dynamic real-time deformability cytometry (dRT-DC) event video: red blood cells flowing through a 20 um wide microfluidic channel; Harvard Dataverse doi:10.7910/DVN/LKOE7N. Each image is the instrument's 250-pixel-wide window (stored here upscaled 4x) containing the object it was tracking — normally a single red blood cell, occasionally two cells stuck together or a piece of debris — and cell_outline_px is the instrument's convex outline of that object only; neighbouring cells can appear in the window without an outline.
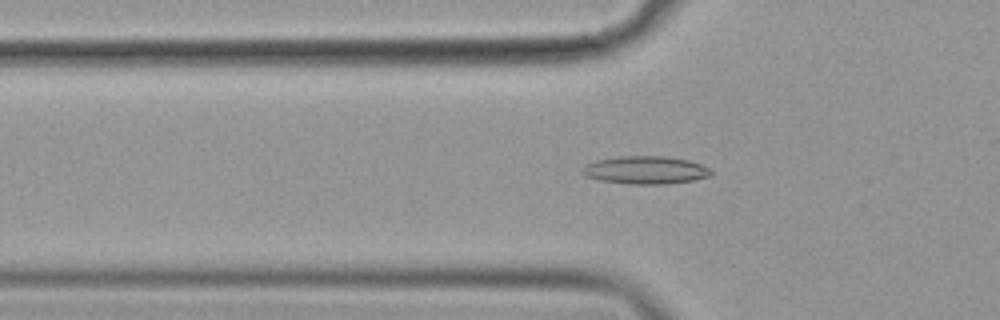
{"species": "common noctule bat (a hibernating species)", "species_latin": "Nyctalus noctula", "temperature_condition": "cold", "stored_images_in_passage": 53, "camera_frame_rate_fps": 3000, "um_per_image_px": 0.085, "animal": {"sex": "female", "body_mass_g": 19.9}, "frame": {"image": 1, "passage_image": 16, "time_ms": 5.0, "image_size_px": [1000, 320], "cell_outline_px": [[712, 176], [692, 180], [664, 184], [628, 184], [600, 180], [584, 176], [580, 172], [584, 164], [596, 160], [616, 156], [664, 156], [688, 160], [700, 164], [708, 168], [712, 172]], "centroid_in_image_um": [54.81, 14.45], "position_along_channel_um": 71.0, "area_um2": 21.04}}
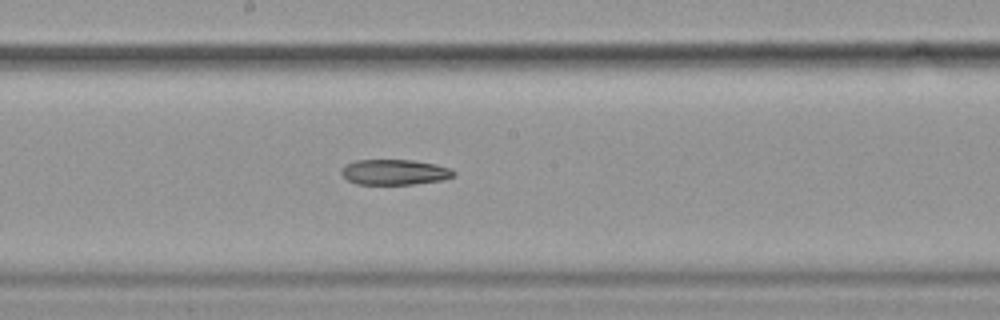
{"frame": {"image": 2, "passage_image": 28, "time_ms": 9.0, "image_size_px": [1000, 320], "cell_outline_px": [[456, 172], [452, 176], [444, 180], [412, 184], [356, 184], [348, 180], [340, 172], [348, 164], [356, 160], [412, 160], [432, 164], [448, 168]], "centroid_in_image_um": [33.53, 14.64], "position_along_channel_um": 214.7, "area_um2": 16.3}}
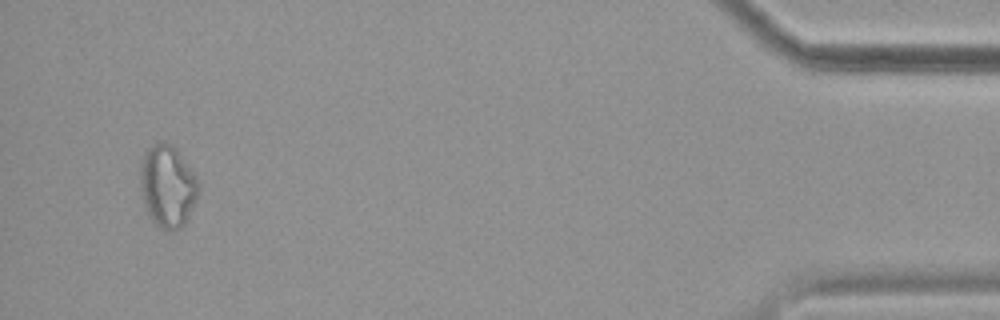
{"frame": {"image": 3, "passage_image": 51, "time_ms": 16.667, "image_size_px": [1000, 320], "cell_outline_px": [[196, 196], [188, 220], [180, 228], [160, 228], [156, 224], [148, 212], [140, 188], [140, 164], [144, 152], [148, 148], [156, 144], [168, 144], [176, 148], [192, 172], [196, 180]], "centroid_in_image_um": [14.2, 15.82], "position_along_channel_um": 421.0, "area_um2": 26.76}}